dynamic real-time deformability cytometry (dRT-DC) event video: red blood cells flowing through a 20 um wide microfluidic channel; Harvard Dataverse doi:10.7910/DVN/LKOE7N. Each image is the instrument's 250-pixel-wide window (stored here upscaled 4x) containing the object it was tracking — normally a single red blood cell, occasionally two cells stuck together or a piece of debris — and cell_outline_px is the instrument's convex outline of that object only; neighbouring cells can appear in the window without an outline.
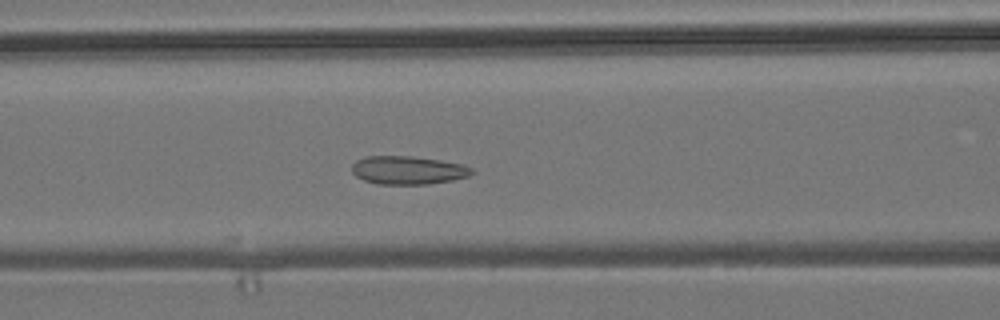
{"species": "common noctule bat (a hibernating species)", "species_latin": "Nyctalus noctula", "temperature_condition": "room temperature", "stored_images_in_passage": 44, "camera_frame_rate_fps": 3000, "um_per_image_px": 0.085, "animal": {"sex": "male", "body_mass_g": 19.2, "forearm_length_mm": 51.8}, "frame": {"image": 1, "passage_image": 12, "time_ms": 3.667, "image_size_px": [1000, 320], "cell_outline_px": [[476, 172], [468, 176], [452, 180], [428, 184], [376, 184], [364, 180], [356, 176], [352, 172], [352, 164], [356, 160], [364, 156], [412, 156], [440, 160], [460, 164], [472, 168]], "centroid_in_image_um": [34.66, 14.46], "position_along_channel_um": 131.9, "area_um2": 19.83}}
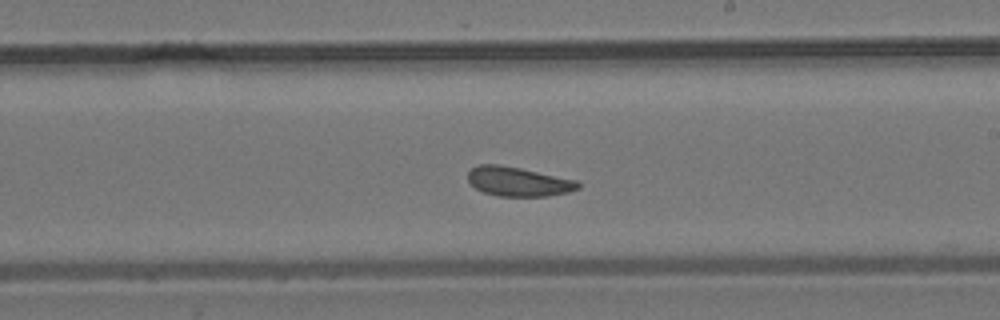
{"frame": {"image": 2, "passage_image": 21, "time_ms": 6.667, "image_size_px": [1000, 320], "cell_outline_px": [[580, 188], [568, 192], [548, 196], [500, 196], [484, 192], [476, 188], [468, 180], [468, 172], [472, 168], [480, 164], [500, 164], [520, 168], [576, 180], [580, 184]], "centroid_in_image_um": [44.05, 15.43], "position_along_channel_um": 244.9, "area_um2": 18.67}}
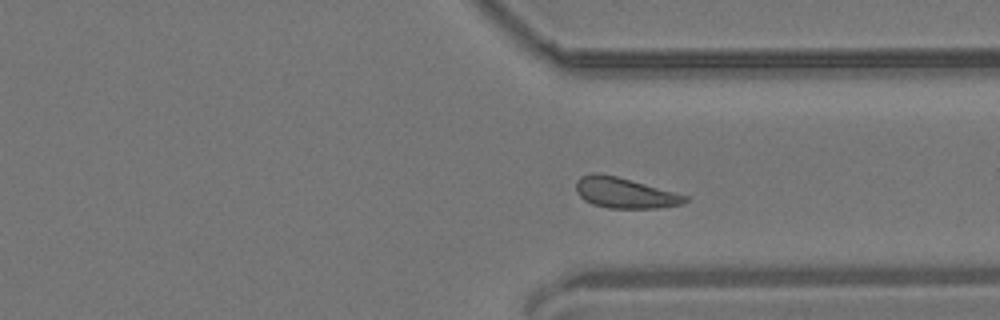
{"frame": {"image": 3, "passage_image": 30, "time_ms": 9.667, "image_size_px": [1000, 320], "cell_outline_px": [[688, 200], [680, 204], [656, 208], [608, 208], [592, 204], [584, 200], [576, 192], [576, 180], [580, 176], [592, 172], [596, 172], [616, 176], [688, 196]], "centroid_in_image_um": [53.03, 16.39], "position_along_channel_um": 358.4, "area_um2": 19.25}, "authors_computed_cell_mechanics": {"area_um2": 19.4786, "velocity_mm_per_s": 3.7709, "shape_relaxation_time_tau1_ms": null, "shape_relaxation_time_tau2_ms": 1.9191, "deformation_change_tau1": null, "deformation_change_tau2": 0.081}}